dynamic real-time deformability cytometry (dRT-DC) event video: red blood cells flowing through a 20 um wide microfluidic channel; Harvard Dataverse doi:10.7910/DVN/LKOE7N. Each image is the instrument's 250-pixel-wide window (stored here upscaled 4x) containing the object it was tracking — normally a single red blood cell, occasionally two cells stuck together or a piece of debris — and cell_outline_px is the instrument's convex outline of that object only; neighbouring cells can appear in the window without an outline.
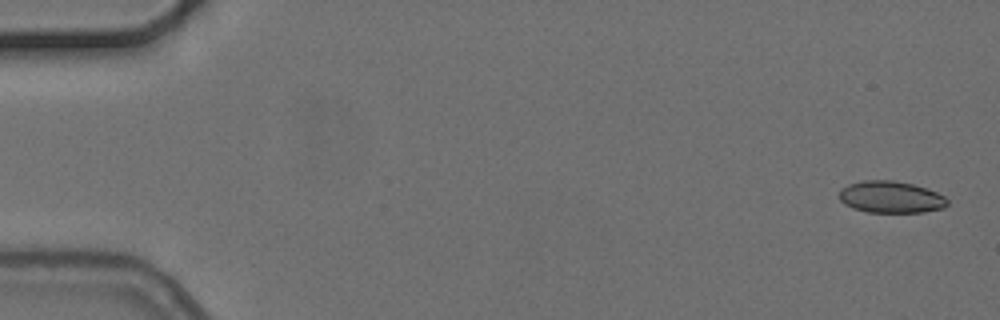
{"species": "common noctule bat (a hibernating species)", "species_latin": "Nyctalus noctula", "temperature_condition": "cold", "stored_images_in_passage": 6, "camera_frame_rate_fps": 3000, "um_per_image_px": 0.085, "animal": {"sex": "female", "body_mass_g": 24.6, "forearm_length_mm": 56.2}, "frame": {"image": 1, "passage_image": 1, "time_ms": 0.0, "image_size_px": [1000, 320], "cell_outline_px": [[948, 204], [944, 208], [924, 212], [868, 212], [852, 208], [844, 204], [840, 200], [840, 188], [848, 184], [860, 180], [892, 180], [912, 184], [936, 192], [944, 196], [948, 200]], "centroid_in_image_um": [75.7, 16.75], "position_along_channel_um": 9.3, "area_um2": 20.11}}
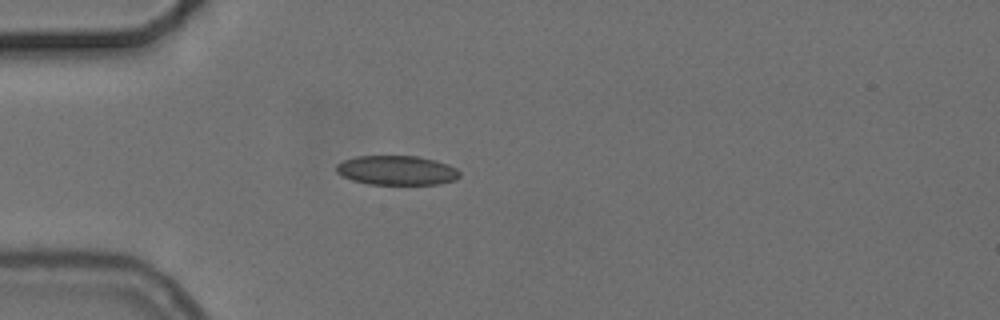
{"frame": {"image": 2, "passage_image": 5, "time_ms": 4.667, "image_size_px": [1000, 320], "cell_outline_px": [[460, 176], [456, 180], [440, 184], [368, 184], [352, 180], [336, 172], [336, 164], [344, 160], [356, 156], [416, 156], [448, 164], [456, 168], [460, 172]], "centroid_in_image_um": [33.73, 14.48], "position_along_channel_um": 51.3, "area_um2": 21.1}}